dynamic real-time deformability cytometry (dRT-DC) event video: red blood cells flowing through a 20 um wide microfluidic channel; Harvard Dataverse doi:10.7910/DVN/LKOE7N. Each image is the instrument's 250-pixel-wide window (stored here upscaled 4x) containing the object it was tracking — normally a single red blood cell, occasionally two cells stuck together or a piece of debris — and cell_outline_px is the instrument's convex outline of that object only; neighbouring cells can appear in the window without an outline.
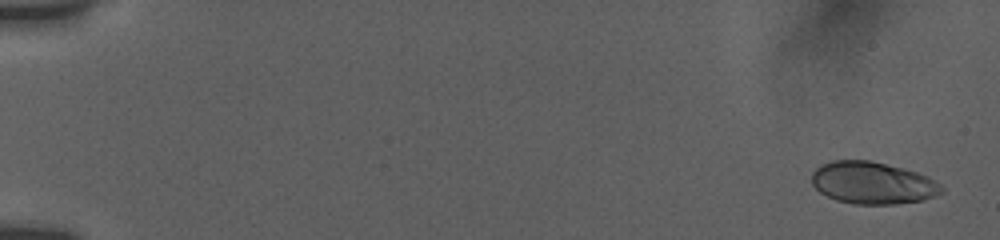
{"species": "human", "species_latin": "Homo sapiens", "temperature_condition": "room temperature", "stored_images_in_passage": 34, "camera_frame_rate_fps": 3000, "um_per_image_px": 0.085, "donor": {"sex": "female"}, "frame": {"image": 1, "passage_image": 2, "time_ms": 0.333, "image_size_px": [1000, 240], "cell_outline_px": [[944, 192], [936, 196], [920, 200], [896, 204], [856, 204], [836, 200], [820, 192], [812, 184], [812, 172], [820, 164], [832, 160], [868, 160], [904, 168], [928, 176], [940, 184], [944, 188]], "centroid_in_image_um": [74.17, 15.54], "position_along_channel_um": 10.8, "area_um2": 31.96}}
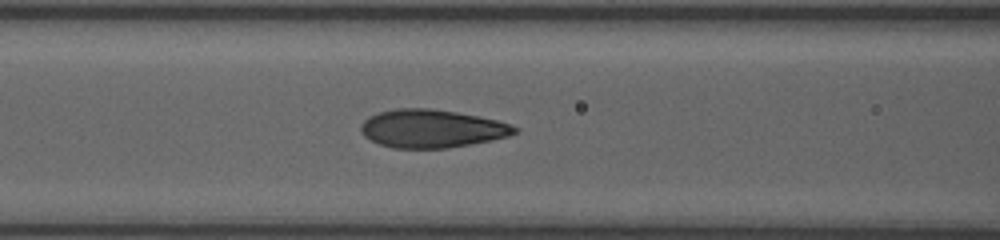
{"frame": {"image": 2, "passage_image": 21, "time_ms": 8.0, "image_size_px": [1000, 240], "cell_outline_px": [[520, 128], [516, 132], [508, 136], [448, 148], [392, 148], [380, 144], [364, 136], [360, 132], [360, 124], [368, 116], [376, 112], [396, 108], [432, 108], [456, 112], [496, 120]], "centroid_in_image_um": [36.63, 10.92], "position_along_channel_um": 130.0, "area_um2": 34.04}}
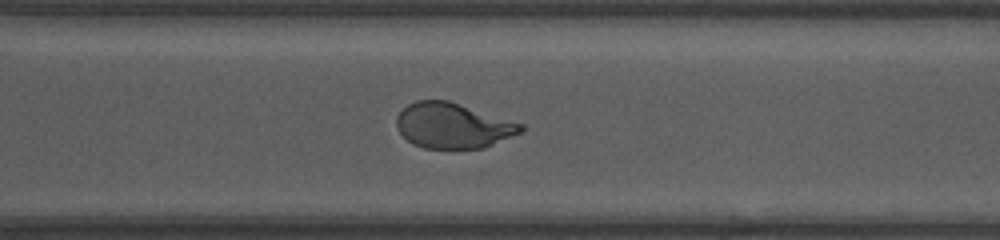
{"frame": {"image": 3, "passage_image": 34, "time_ms": 13.333, "image_size_px": [1000, 240], "cell_outline_px": [[524, 128], [520, 132], [484, 148], [424, 148], [412, 144], [396, 128], [396, 116], [408, 104], [416, 100], [448, 100], [524, 124]], "centroid_in_image_um": [38.47, 10.67], "position_along_channel_um": 332.1, "area_um2": 32.66}}